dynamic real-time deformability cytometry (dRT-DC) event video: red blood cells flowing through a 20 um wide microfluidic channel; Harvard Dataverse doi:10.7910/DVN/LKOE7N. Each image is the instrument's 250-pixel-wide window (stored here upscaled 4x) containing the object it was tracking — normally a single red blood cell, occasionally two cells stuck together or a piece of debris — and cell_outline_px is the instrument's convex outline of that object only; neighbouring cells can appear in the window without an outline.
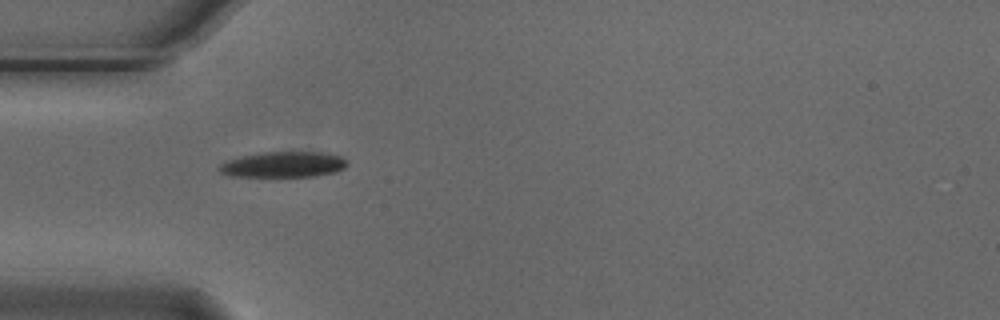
{"species": "Egyptian fruit bat (a non-hibernating species)", "species_latin": "Rousettus aegyptiacus", "temperature_condition": "cold", "stored_images_in_passage": 2, "camera_frame_rate_fps": 3000, "um_per_image_px": 0.085, "animal": {"sex": "male"}, "frame": {"image": 1, "passage_image": 1, "time_ms": 0.0, "image_size_px": [1000, 320], "cell_outline_px": [[348, 164], [344, 168], [336, 172], [312, 176], [232, 176], [220, 172], [216, 168], [220, 164], [228, 160], [240, 156], [264, 152], [324, 152], [344, 156]], "centroid_in_image_um": [24.11, 13.97], "position_along_channel_um": 60.9, "area_um2": 19.19}}
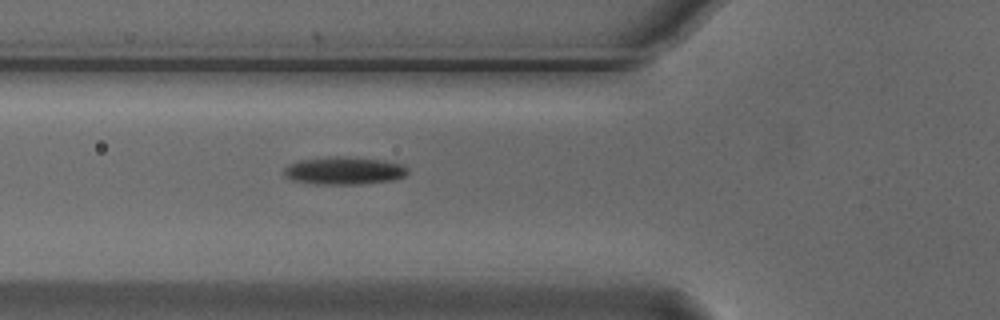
{"frame": {"image": 2, "passage_image": 2, "time_ms": 0.333, "image_size_px": [1000, 320], "cell_outline_px": [[408, 172], [404, 176], [392, 180], [360, 184], [316, 184], [292, 180], [284, 176], [284, 168], [288, 164], [300, 160], [328, 156], [348, 156], [384, 160], [404, 164], [408, 168]], "centroid_in_image_um": [29.25, 14.49], "position_along_channel_um": 96.6, "area_um2": 20.23}}